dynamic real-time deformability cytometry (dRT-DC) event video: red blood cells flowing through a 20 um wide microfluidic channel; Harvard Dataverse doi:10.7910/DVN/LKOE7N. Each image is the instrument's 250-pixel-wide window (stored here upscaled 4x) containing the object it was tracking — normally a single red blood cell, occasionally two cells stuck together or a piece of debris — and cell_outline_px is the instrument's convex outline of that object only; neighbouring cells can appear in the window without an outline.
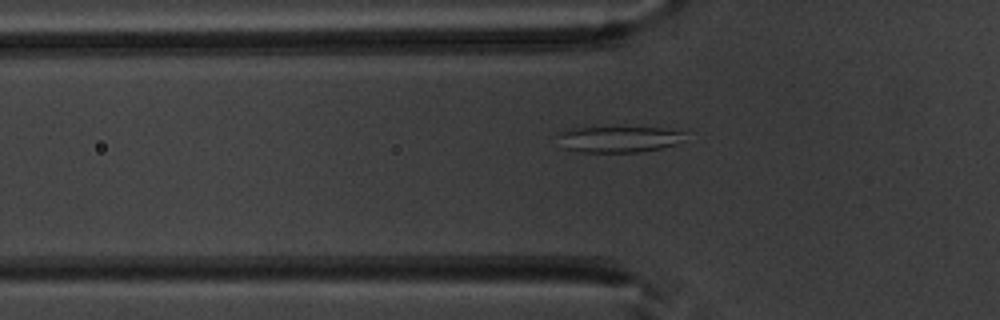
{"species": "common noctule bat (a hibernating species)", "species_latin": "Nyctalus noctula", "temperature_condition": "warm", "stored_images_in_passage": 44, "camera_frame_rate_fps": 3000, "um_per_image_px": 0.085, "animal": {"sex": "male", "body_mass_g": 20.1, "forearm_length_mm": 53.5}, "frame": {"image": 1, "passage_image": 10, "time_ms": 3.0, "image_size_px": [1000, 320], "cell_outline_px": [[684, 132], [676, 144], [660, 148], [636, 152], [580, 152], [564, 148], [556, 132], [568, 128], [664, 128]], "centroid_in_image_um": [52.49, 11.83], "position_along_channel_um": 73.3, "area_um2": 18.96}}
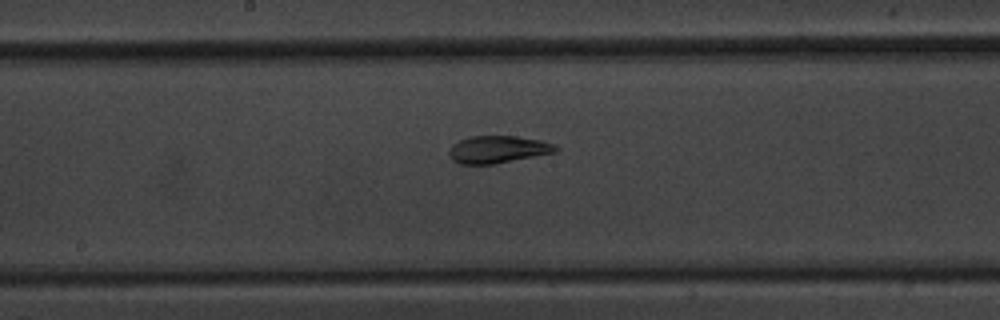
{"frame": {"image": 2, "passage_image": 20, "time_ms": 6.333, "image_size_px": [1000, 320], "cell_outline_px": [[560, 148], [556, 152], [496, 164], [460, 164], [452, 160], [448, 156], [448, 152], [452, 144], [468, 136], [516, 136], [540, 140], [552, 144]], "centroid_in_image_um": [42.28, 12.71], "position_along_channel_um": 205.9, "area_um2": 17.11}}
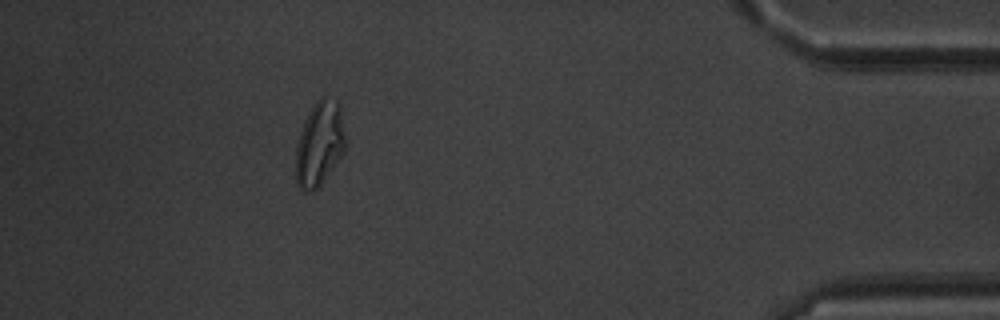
{"frame": {"image": 3, "passage_image": 39, "time_ms": 12.667, "image_size_px": [1000, 320], "cell_outline_px": [[348, 144], [344, 152], [320, 184], [316, 188], [300, 188], [296, 184], [296, 144], [304, 120], [308, 112], [316, 100], [320, 96], [324, 96], [336, 100], [340, 104], [348, 140]], "centroid_in_image_um": [27.2, 12.11], "position_along_channel_um": 408.0, "area_um2": 24.68}, "authors_computed_cell_mechanics": {"area_um2": 18.9584, "velocity_mm_per_s": 3.9606, "shape_relaxation_time_tau1_ms": null, "shape_relaxation_time_tau2_ms": 1.4105, "deformation_change_tau1": null, "deformation_change_tau2": 0.0702}}